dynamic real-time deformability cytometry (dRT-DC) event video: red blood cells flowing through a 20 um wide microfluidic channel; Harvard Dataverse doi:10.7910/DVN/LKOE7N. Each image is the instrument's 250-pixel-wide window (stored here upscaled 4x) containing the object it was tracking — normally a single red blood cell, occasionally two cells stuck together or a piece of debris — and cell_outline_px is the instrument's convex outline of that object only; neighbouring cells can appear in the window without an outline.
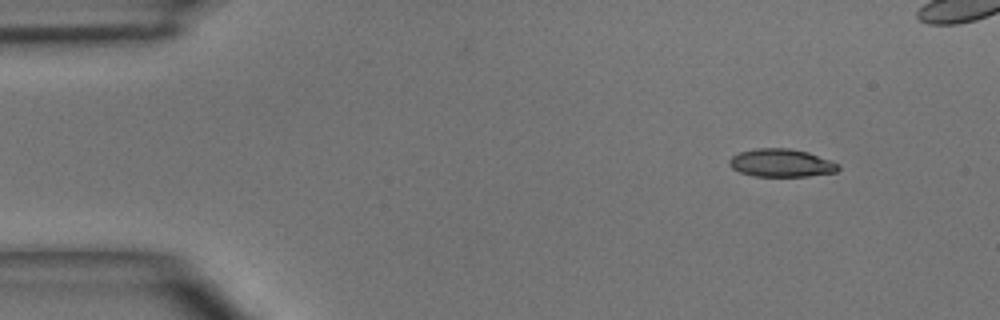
{"species": "common noctule bat (a hibernating species)", "species_latin": "Nyctalus noctula", "temperature_condition": "room temperature", "stored_images_in_passage": 5, "camera_frame_rate_fps": 3000, "um_per_image_px": 0.085, "animal": {"sex": "male", "body_mass_g": 15.6}, "frame": {"image": 1, "passage_image": 1, "time_ms": 0.0, "image_size_px": [1000, 320], "cell_outline_px": [[840, 168], [836, 172], [808, 176], [752, 176], [740, 172], [732, 168], [728, 164], [728, 160], [732, 156], [740, 152], [756, 148], [788, 148], [808, 152], [832, 160], [840, 164]], "centroid_in_image_um": [66.42, 13.85], "position_along_channel_um": 18.6, "area_um2": 17.92}}
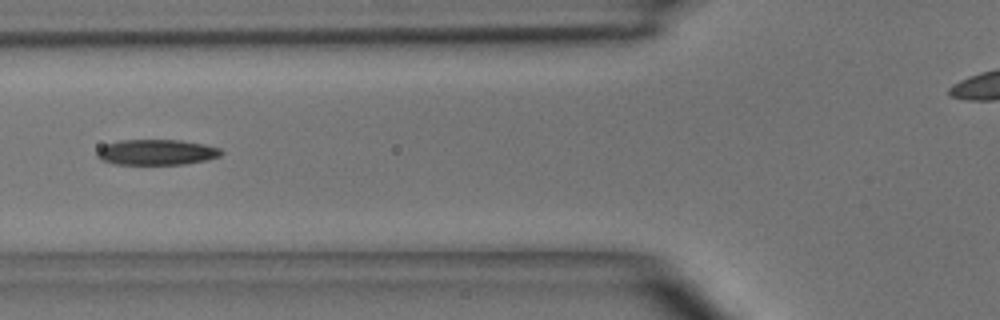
{"frame": {"image": 2, "passage_image": 4, "time_ms": 4.333, "image_size_px": [1000, 320], "cell_outline_px": [[224, 152], [220, 156], [208, 160], [184, 164], [116, 164], [100, 160], [96, 156], [96, 152], [104, 144], [116, 140], [180, 140], [204, 144], [220, 148]], "centroid_in_image_um": [13.3, 12.93], "position_along_channel_um": 112.5, "area_um2": 18.67}}